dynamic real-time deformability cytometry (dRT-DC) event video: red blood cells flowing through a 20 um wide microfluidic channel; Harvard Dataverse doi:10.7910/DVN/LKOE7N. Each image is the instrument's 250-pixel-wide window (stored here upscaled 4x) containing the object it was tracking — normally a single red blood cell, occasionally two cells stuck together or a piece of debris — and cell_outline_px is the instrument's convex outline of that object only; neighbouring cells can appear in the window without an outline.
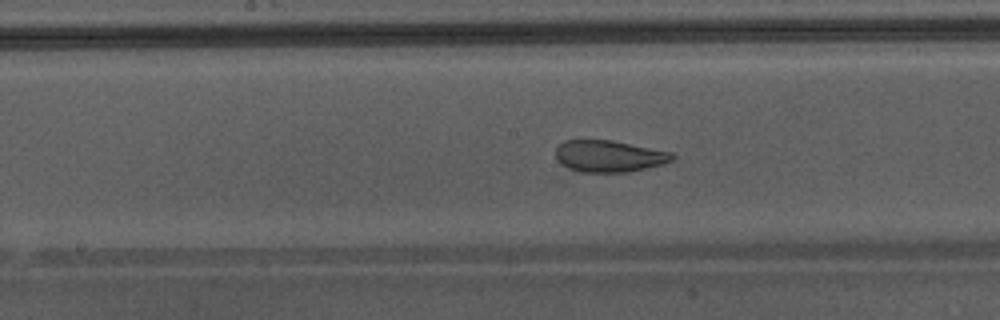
{"species": "Egyptian fruit bat (a non-hibernating species)", "species_latin": "Rousettus aegyptiacus", "temperature_condition": "warm", "stored_images_in_passage": 41, "camera_frame_rate_fps": 3000, "um_per_image_px": 0.085, "animal": {"sex": "male"}, "frame": {"image": 1, "passage_image": 18, "time_ms": 5.667, "image_size_px": [1000, 320], "cell_outline_px": [[676, 156], [672, 160], [664, 164], [628, 172], [580, 172], [568, 168], [560, 164], [556, 160], [556, 148], [564, 140], [612, 140], [672, 152]], "centroid_in_image_um": [51.76, 13.28], "position_along_channel_um": 196.4, "area_um2": 21.68}, "authors_computed_cell_mechanics": {"area_um2": 24.4494, "velocity_mm_per_s": 4.3483, "shape_relaxation_time_tau1_ms": null, "shape_relaxation_time_tau2_ms": 1.0019, "deformation_change_tau1": null, "deformation_change_tau2": 0.059}}